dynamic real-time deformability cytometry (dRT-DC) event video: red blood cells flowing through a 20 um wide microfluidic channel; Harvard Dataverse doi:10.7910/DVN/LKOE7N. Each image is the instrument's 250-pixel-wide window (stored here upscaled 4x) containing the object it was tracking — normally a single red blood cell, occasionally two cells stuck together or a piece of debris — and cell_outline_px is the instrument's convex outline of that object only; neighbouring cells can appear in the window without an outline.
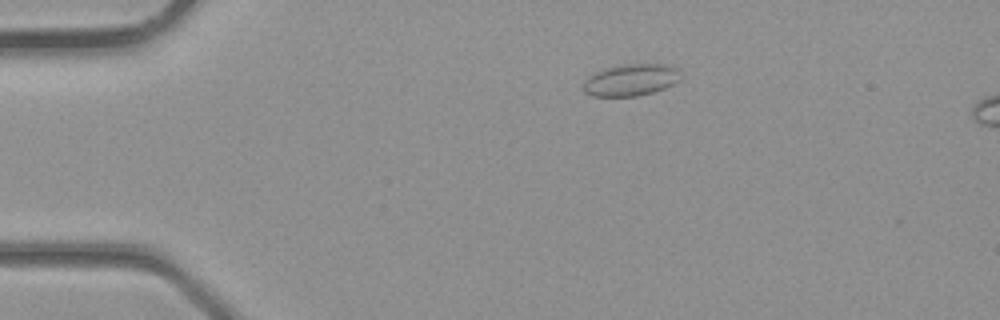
{"species": "common noctule bat (a hibernating species)", "species_latin": "Nyctalus noctula", "temperature_condition": "room temperature", "stored_images_in_passage": 3, "segment_of_instrument_passage": [1, 2], "camera_frame_rate_fps": 3000, "um_per_image_px": 0.085, "animal": {"sex": "male", "body_mass_g": 23.1, "forearm_length_mm": 52.7}, "frame": {"image": 1, "passage_image": 1, "time_ms": 0.0, "image_size_px": [1000, 320], "cell_outline_px": [[680, 80], [664, 88], [652, 92], [636, 96], [592, 96], [584, 92], [584, 80], [596, 72], [608, 68], [624, 64], [660, 64], [676, 68]], "centroid_in_image_um": [53.59, 6.81], "position_along_channel_um": 31.4, "area_um2": 17.63}}